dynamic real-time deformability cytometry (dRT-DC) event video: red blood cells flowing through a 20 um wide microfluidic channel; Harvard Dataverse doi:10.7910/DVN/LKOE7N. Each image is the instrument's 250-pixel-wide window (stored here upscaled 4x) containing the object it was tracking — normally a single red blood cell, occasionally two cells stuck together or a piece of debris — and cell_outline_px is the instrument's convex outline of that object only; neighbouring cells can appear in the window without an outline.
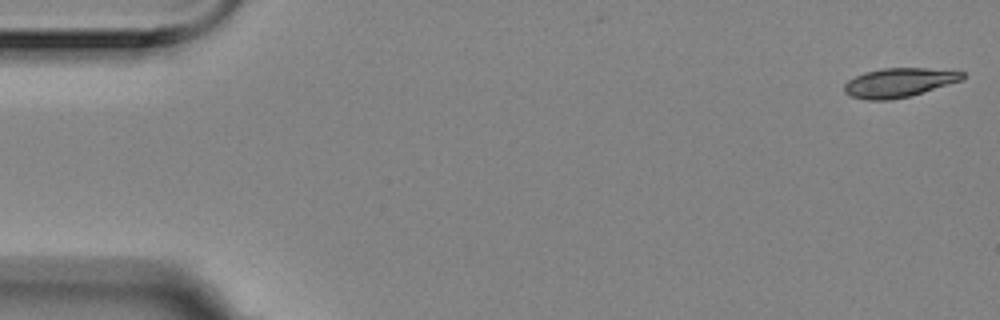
{"species": "Egyptian fruit bat (a non-hibernating species)", "species_latin": "Rousettus aegyptiacus", "temperature_condition": "room temperature", "stored_images_in_passage": 3, "camera_frame_rate_fps": 3000, "um_per_image_px": 0.085, "animal": {"sex": "female"}, "frame": {"image": 1, "passage_image": 1, "time_ms": 0.0, "image_size_px": [1000, 320], "cell_outline_px": [[964, 80], [912, 96], [892, 100], [864, 100], [852, 96], [844, 92], [844, 84], [848, 80], [864, 72], [884, 68], [928, 68], [964, 72]], "centroid_in_image_um": [76.43, 7.03], "position_along_channel_um": 8.6, "area_um2": 20.29}}